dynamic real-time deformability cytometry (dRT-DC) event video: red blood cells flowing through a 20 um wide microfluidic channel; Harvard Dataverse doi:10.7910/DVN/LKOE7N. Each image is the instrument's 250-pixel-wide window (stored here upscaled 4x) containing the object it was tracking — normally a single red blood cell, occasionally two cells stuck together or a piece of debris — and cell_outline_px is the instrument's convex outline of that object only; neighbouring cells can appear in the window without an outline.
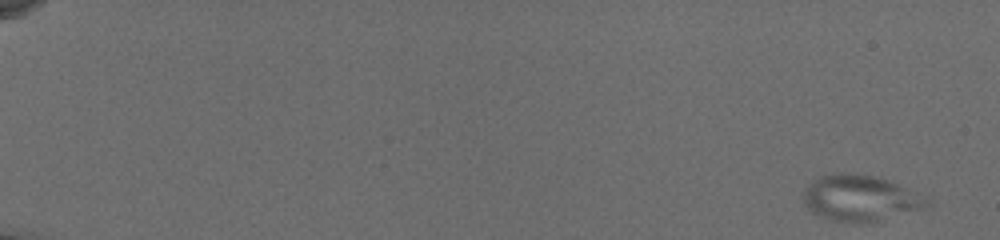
{"species": "common noctule bat (a hibernating species)", "species_latin": "Nyctalus noctula", "temperature_condition": "cold", "stored_images_in_passage": 19, "camera_frame_rate_fps": 3000, "um_per_image_px": 0.085, "animal": {"sex": "female", "body_mass_g": 19.5, "forearm_length_mm": 54.1}, "frame": {"image": 1, "passage_image": 1, "time_ms": 0.0, "image_size_px": [1000, 240], "cell_outline_px": [[928, 204], [920, 208], [876, 220], [828, 220], [812, 212], [804, 204], [804, 192], [808, 184], [820, 176], [872, 176], [888, 180], [928, 200]], "centroid_in_image_um": [73.02, 16.85], "position_along_channel_um": 12.0, "area_um2": 30.58}}